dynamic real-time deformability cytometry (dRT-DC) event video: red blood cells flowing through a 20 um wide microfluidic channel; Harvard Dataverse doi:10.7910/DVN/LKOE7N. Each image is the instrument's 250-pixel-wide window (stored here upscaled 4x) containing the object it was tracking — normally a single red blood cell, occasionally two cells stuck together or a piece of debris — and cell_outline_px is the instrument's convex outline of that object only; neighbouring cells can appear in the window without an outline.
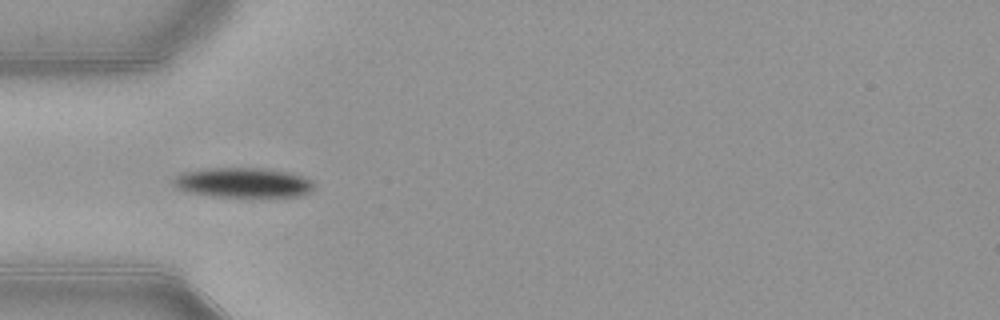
{"species": "common noctule bat (a hibernating species)", "species_latin": "Nyctalus noctula", "temperature_condition": "warm", "stored_images_in_passage": 8, "camera_frame_rate_fps": 3000, "um_per_image_px": 0.085, "animal": {"sex": "female", "body_mass_g": 21.9}, "frame": {"image": 1, "passage_image": 2, "time_ms": 0.333, "image_size_px": [1000, 320], "cell_outline_px": [[316, 188], [300, 196], [212, 196], [188, 192], [176, 188], [172, 184], [172, 180], [180, 172], [208, 168], [260, 168], [288, 172], [312, 180], [316, 184]], "centroid_in_image_um": [20.63, 15.52], "position_along_channel_um": 64.4, "area_um2": 24.45}}
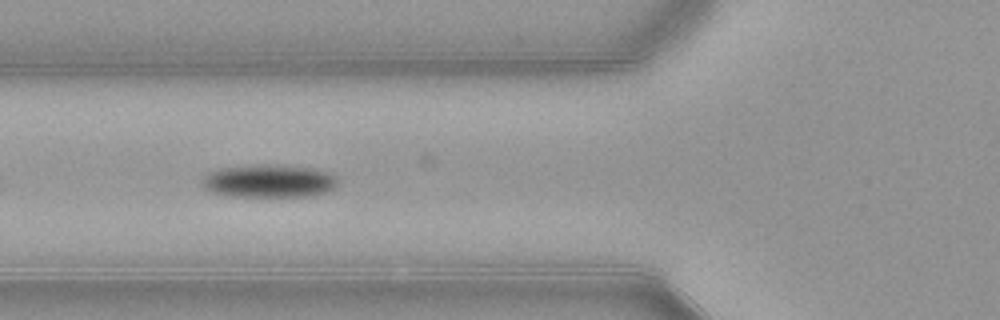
{"frame": {"image": 2, "passage_image": 5, "time_ms": 1.333, "image_size_px": [1000, 320], "cell_outline_px": [[336, 188], [316, 196], [228, 196], [212, 192], [204, 188], [200, 184], [204, 176], [208, 172], [220, 168], [280, 164], [312, 168], [328, 172], [336, 176]], "centroid_in_image_um": [22.87, 15.4], "position_along_channel_um": 102.9, "area_um2": 26.13}}